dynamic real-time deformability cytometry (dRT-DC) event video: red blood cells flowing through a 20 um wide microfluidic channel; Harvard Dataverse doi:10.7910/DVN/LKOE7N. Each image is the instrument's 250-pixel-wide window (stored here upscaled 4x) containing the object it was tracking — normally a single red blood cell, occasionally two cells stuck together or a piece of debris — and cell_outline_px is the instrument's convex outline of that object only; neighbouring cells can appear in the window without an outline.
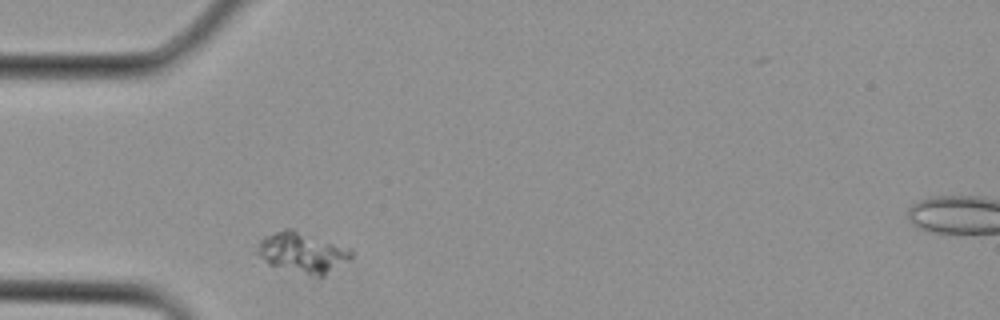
{"species": "Egyptian fruit bat (a non-hibernating species)", "species_latin": "Rousettus aegyptiacus", "temperature_condition": "cold", "stored_images_in_passage": 25, "camera_frame_rate_fps": 3000, "um_per_image_px": 0.085, "animal": {"sex": "female"}, "frame": {"image": 1, "passage_image": 1, "time_ms": 0.0, "image_size_px": [1000, 320], "cell_outline_px": [[356, 252], [348, 260], [320, 280], [268, 264], [256, 252], [256, 244], [264, 236], [284, 228], [292, 228], [352, 248]], "centroid_in_image_um": [25.74, 21.49], "position_along_channel_um": 59.3, "area_um2": 23.0}}
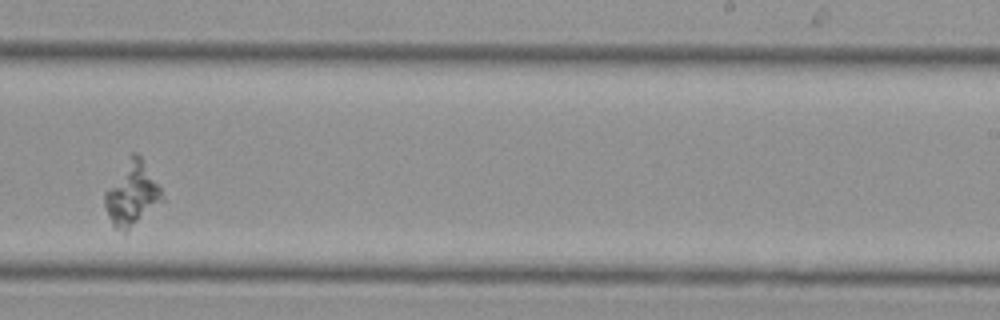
{"frame": {"image": 2, "passage_image": 12, "time_ms": 3.667, "image_size_px": [1000, 320], "cell_outline_px": [[164, 200], [124, 236], [112, 224], [108, 216], [104, 204], [104, 192], [132, 152], [136, 152], [140, 156], [160, 188]], "centroid_in_image_um": [11.19, 16.56], "position_along_channel_um": 277.8, "area_um2": 21.27}}
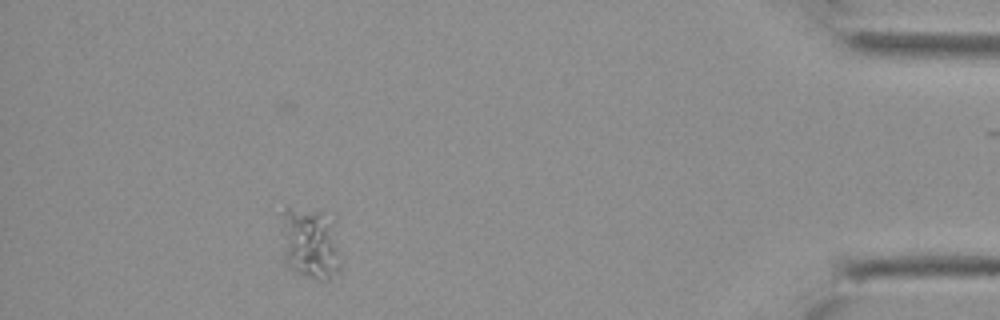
{"frame": {"image": 3, "passage_image": 21, "time_ms": 6.667, "image_size_px": [1000, 320], "cell_outline_px": [[340, 276], [328, 280], [320, 280], [288, 268], [284, 264], [280, 212], [284, 208], [288, 208], [324, 212], [336, 216], [340, 252]], "centroid_in_image_um": [26.43, 20.66], "position_along_channel_um": 408.8, "area_um2": 26.18}}